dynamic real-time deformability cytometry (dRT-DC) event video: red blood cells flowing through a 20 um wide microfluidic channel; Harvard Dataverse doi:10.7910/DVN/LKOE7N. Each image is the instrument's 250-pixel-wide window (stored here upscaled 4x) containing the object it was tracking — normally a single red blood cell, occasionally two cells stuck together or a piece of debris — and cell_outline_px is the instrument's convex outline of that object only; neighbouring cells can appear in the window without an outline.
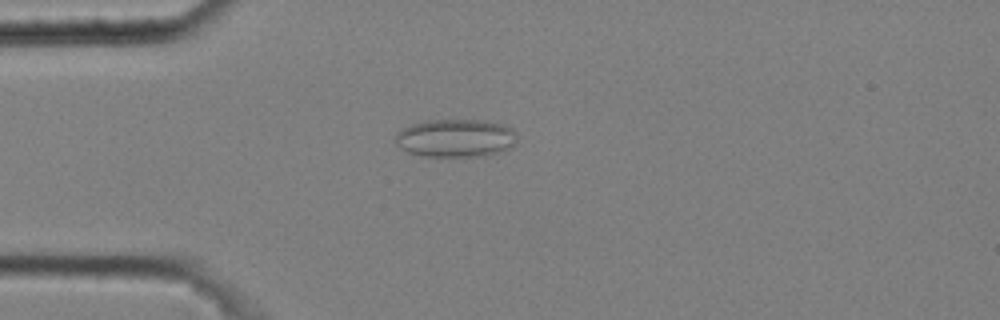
{"species": "common noctule bat (a hibernating species)", "species_latin": "Nyctalus noctula", "temperature_condition": "cold", "stored_images_in_passage": 46, "camera_frame_rate_fps": 3000, "um_per_image_px": 0.085, "animal": {"sex": "male", "body_mass_g": 20.4}, "frame": {"image": 1, "passage_image": 10, "time_ms": 3.0, "image_size_px": [1000, 320], "cell_outline_px": [[516, 144], [512, 148], [484, 156], [420, 156], [408, 152], [400, 148], [396, 144], [396, 132], [412, 124], [428, 120], [484, 120], [504, 124], [512, 128], [516, 132]], "centroid_in_image_um": [38.76, 11.74], "position_along_channel_um": 46.2, "area_um2": 27.22}}
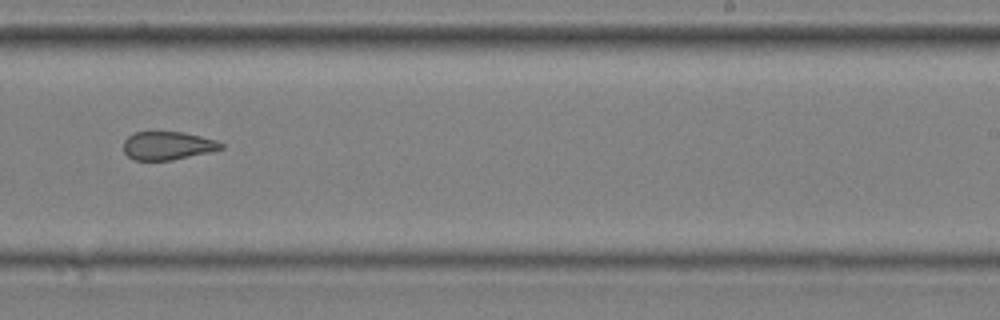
{"frame": {"image": 2, "passage_image": 30, "time_ms": 9.667, "image_size_px": [1000, 320], "cell_outline_px": [[224, 148], [212, 152], [172, 160], [136, 160], [128, 156], [124, 152], [124, 140], [128, 136], [136, 132], [184, 132], [216, 140], [224, 144]], "centroid_in_image_um": [14.28, 12.38], "position_along_channel_um": 274.7, "area_um2": 16.13}}
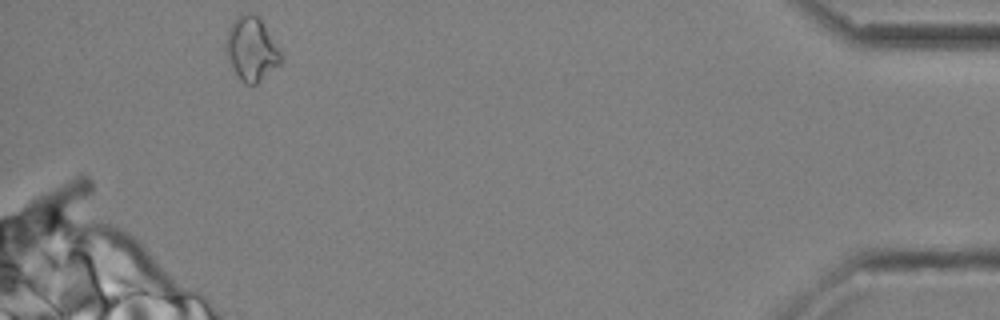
{"frame": {"image": 3, "passage_image": 46, "time_ms": 15.0, "image_size_px": [1000, 320], "cell_outline_px": [[284, 60], [280, 64], [256, 84], [244, 84], [240, 80], [224, 52], [224, 40], [228, 28], [236, 16], [240, 12], [252, 12], [260, 16], [284, 56]], "centroid_in_image_um": [21.37, 4.11], "position_along_channel_um": 413.8, "area_um2": 21.15}, "authors_computed_cell_mechanics": {"area_um2": 17.5712, "velocity_mm_per_s": 3.6412, "shape_relaxation_time_tau1_ms": null, "shape_relaxation_time_tau2_ms": 1.8055, "deformation_change_tau1": null, "deformation_change_tau2": 0.0933}}